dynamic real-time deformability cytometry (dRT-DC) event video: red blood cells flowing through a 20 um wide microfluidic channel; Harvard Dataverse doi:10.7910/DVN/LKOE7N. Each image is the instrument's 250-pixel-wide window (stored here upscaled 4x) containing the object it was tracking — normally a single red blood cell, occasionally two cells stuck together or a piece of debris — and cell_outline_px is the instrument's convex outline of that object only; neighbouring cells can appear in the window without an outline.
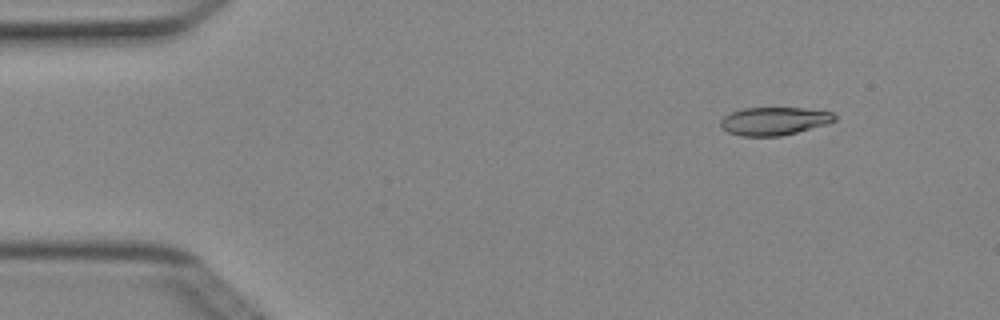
{"species": "Egyptian fruit bat (a non-hibernating species)", "species_latin": "Rousettus aegyptiacus", "temperature_condition": "cold", "stored_images_in_passage": 4, "camera_frame_rate_fps": 3000, "um_per_image_px": 0.085, "animal": {"sex": "female"}, "frame": {"image": 1, "passage_image": 1, "time_ms": 0.0, "image_size_px": [1000, 320], "cell_outline_px": [[836, 120], [828, 124], [780, 136], [740, 136], [728, 132], [720, 128], [720, 120], [724, 116], [732, 112], [744, 108], [804, 108], [832, 112], [836, 116]], "centroid_in_image_um": [65.79, 10.29], "position_along_channel_um": 19.2, "area_um2": 18.67}}
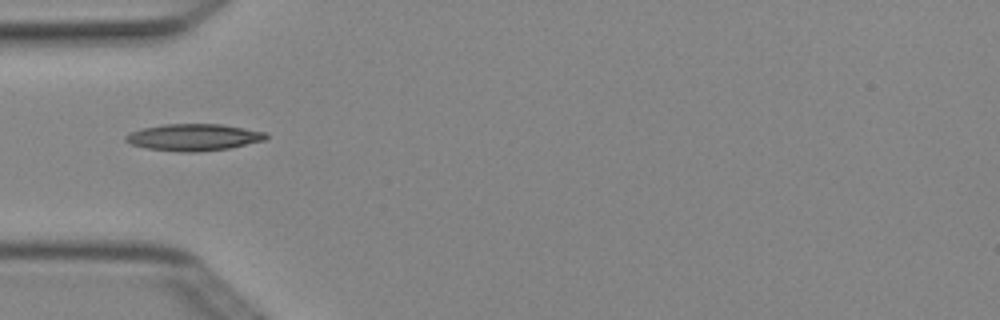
{"frame": {"image": 2, "passage_image": 4, "time_ms": 1.0, "image_size_px": [1000, 320], "cell_outline_px": [[268, 136], [264, 140], [228, 148], [196, 152], [180, 152], [148, 148], [132, 144], [124, 140], [124, 136], [132, 132], [144, 128], [164, 124], [220, 124], [268, 132]], "centroid_in_image_um": [16.48, 11.66], "position_along_channel_um": 68.5, "area_um2": 21.68}}